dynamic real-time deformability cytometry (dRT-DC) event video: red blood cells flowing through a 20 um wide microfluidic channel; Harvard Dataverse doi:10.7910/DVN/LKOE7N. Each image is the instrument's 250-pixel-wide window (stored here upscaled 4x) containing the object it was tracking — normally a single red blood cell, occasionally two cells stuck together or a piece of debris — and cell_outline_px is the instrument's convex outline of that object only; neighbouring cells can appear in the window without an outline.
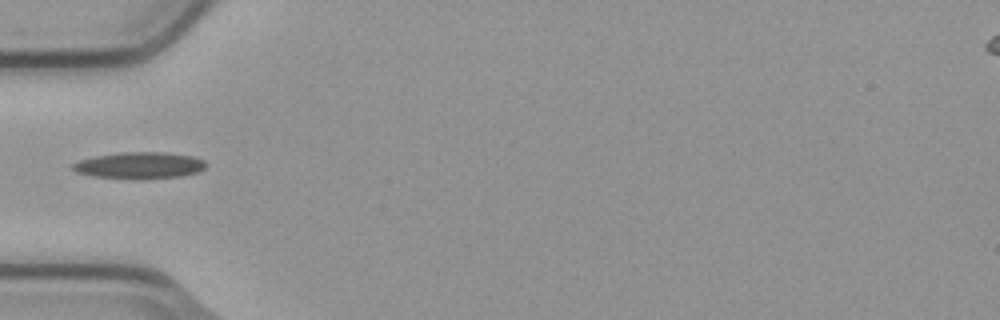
{"species": "common noctule bat (a hibernating species)", "species_latin": "Nyctalus noctula", "temperature_condition": "cold", "stored_images_in_passage": 6, "camera_frame_rate_fps": 3000, "um_per_image_px": 0.085, "animal": {"sex": "male", "body_mass_g": 23.1, "forearm_length_mm": 52.7}, "frame": {"image": 1, "passage_image": 5, "time_ms": 1.333, "image_size_px": [1000, 320], "cell_outline_px": [[204, 168], [200, 172], [180, 176], [144, 180], [136, 180], [92, 176], [76, 172], [72, 168], [72, 164], [80, 160], [96, 156], [124, 152], [168, 152], [192, 156], [204, 160]], "centroid_in_image_um": [11.87, 14.07], "position_along_channel_um": 73.1, "area_um2": 20.87}}
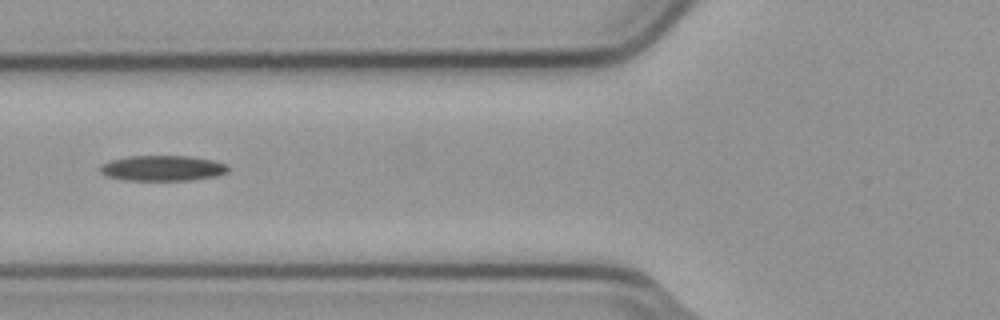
{"frame": {"image": 2, "passage_image": 6, "time_ms": 1.667, "image_size_px": [1000, 320], "cell_outline_px": [[228, 172], [216, 176], [188, 180], [124, 180], [104, 176], [100, 172], [100, 164], [108, 160], [128, 156], [188, 156], [212, 160], [228, 164]], "centroid_in_image_um": [13.76, 14.29], "position_along_channel_um": 112.0, "area_um2": 19.13}}